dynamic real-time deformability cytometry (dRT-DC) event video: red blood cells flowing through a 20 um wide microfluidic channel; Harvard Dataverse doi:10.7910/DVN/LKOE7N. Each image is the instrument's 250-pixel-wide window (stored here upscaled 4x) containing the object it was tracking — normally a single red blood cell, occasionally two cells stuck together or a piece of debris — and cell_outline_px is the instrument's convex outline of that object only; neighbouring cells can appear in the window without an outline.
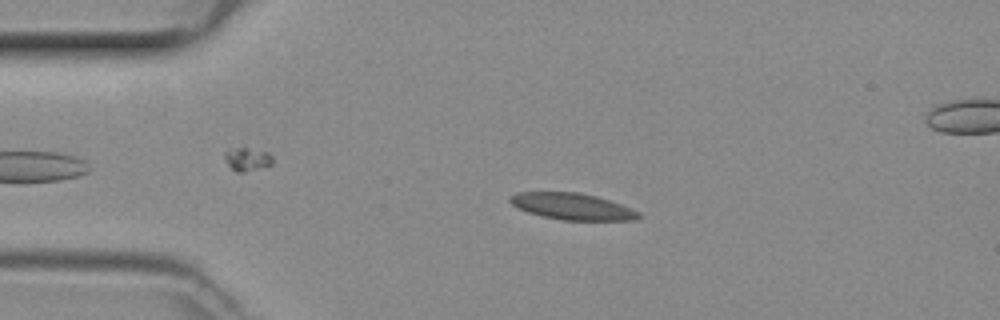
{"species": "common noctule bat (a hibernating species)", "species_latin": "Nyctalus noctula", "temperature_condition": "room temperature", "stored_images_in_passage": 49, "segment_of_instrument_passage": [1, 2], "camera_frame_rate_fps": 3000, "um_per_image_px": 0.085, "animal": {"sex": "female", "body_mass_g": 29.2, "forearm_length_mm": 56.3}, "frame": {"image": 1, "passage_image": 10, "time_ms": 3.0, "image_size_px": [1000, 320], "cell_outline_px": [[640, 216], [632, 220], [564, 220], [544, 216], [528, 212], [516, 208], [508, 200], [508, 196], [516, 192], [580, 192], [596, 196], [632, 208], [640, 212]], "centroid_in_image_um": [48.6, 17.53], "position_along_channel_um": 36.4, "area_um2": 19.83}}
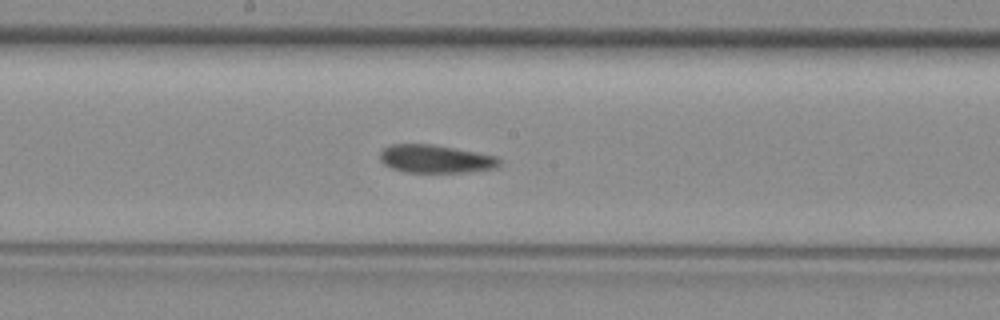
{"frame": {"image": 2, "passage_image": 25, "time_ms": 8.0, "image_size_px": [1000, 320], "cell_outline_px": [[500, 164], [496, 168], [468, 172], [404, 172], [392, 168], [384, 164], [380, 160], [380, 152], [384, 148], [392, 144], [432, 144], [476, 152], [496, 156], [500, 160]], "centroid_in_image_um": [37.02, 13.51], "position_along_channel_um": 211.2, "area_um2": 19.48}}
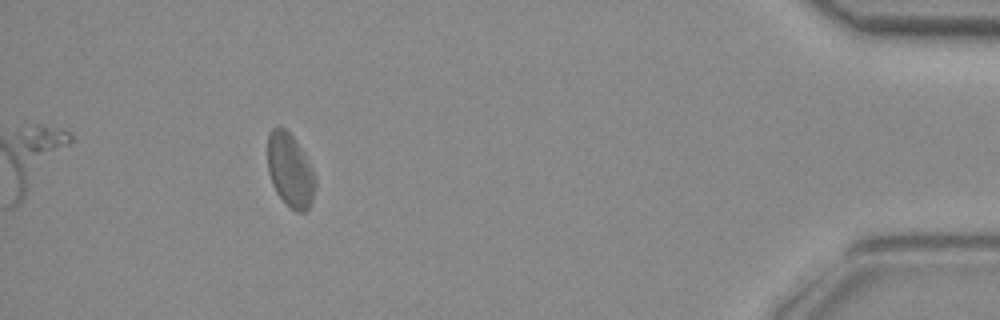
{"frame": {"image": 3, "passage_image": 44, "time_ms": 14.333, "image_size_px": [1000, 320], "cell_outline_px": [[316, 184], [312, 200], [308, 208], [304, 212], [296, 212], [288, 208], [276, 192], [272, 184], [268, 172], [268, 136], [272, 128], [284, 128], [292, 136], [300, 148], [316, 180]], "centroid_in_image_um": [24.64, 14.54], "position_along_channel_um": 410.6, "area_um2": 20.11}}